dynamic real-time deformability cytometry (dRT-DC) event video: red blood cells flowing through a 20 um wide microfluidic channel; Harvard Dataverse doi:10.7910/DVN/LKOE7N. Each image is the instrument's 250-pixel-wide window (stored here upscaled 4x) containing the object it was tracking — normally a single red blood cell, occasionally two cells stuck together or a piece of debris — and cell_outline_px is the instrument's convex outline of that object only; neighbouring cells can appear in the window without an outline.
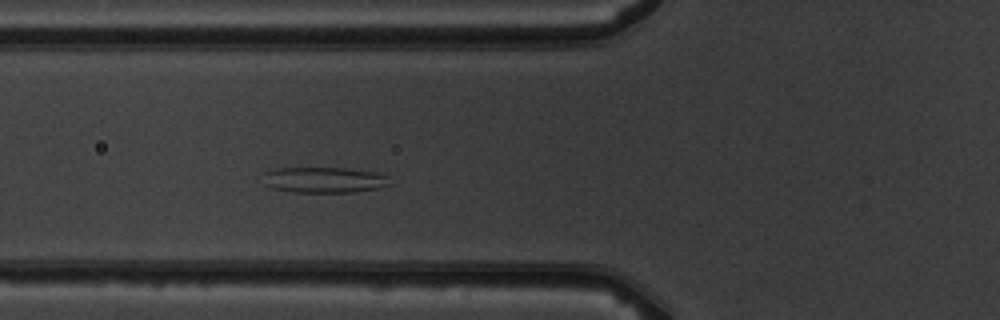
{"species": "common noctule bat (a hibernating species)", "species_latin": "Nyctalus noctula", "temperature_condition": "warm", "stored_images_in_passage": 4, "camera_frame_rate_fps": 3000, "um_per_image_px": 0.085, "animal": {"sex": "male", "body_mass_g": 19.5, "forearm_length_mm": 54.6}, "frame": {"image": 1, "passage_image": 4, "time_ms": 3.333, "image_size_px": [1000, 320], "cell_outline_px": [[392, 184], [380, 188], [352, 192], [296, 192], [272, 188], [264, 184], [264, 172], [276, 168], [344, 168], [376, 172], [388, 176]], "centroid_in_image_um": [27.58, 15.29], "position_along_channel_um": 98.2, "area_um2": 19.07}}